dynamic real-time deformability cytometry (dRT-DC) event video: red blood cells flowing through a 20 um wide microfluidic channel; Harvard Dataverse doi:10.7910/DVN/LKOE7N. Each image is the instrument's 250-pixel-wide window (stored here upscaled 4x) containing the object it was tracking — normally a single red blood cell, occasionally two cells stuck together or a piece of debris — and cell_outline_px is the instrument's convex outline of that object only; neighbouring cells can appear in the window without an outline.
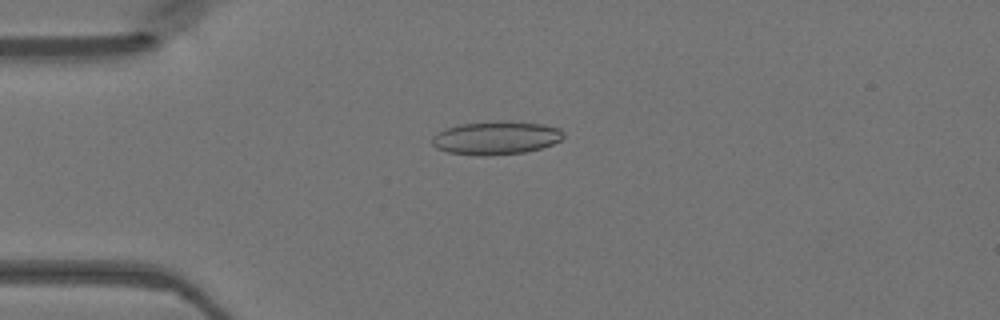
{"species": "Egyptian fruit bat (a non-hibernating species)", "species_latin": "Rousettus aegyptiacus", "temperature_condition": "warm", "stored_images_in_passage": 48, "camera_frame_rate_fps": 3000, "um_per_image_px": 0.085, "animal": {"sex": "female"}, "frame": {"image": 1, "passage_image": 12, "time_ms": 3.667, "image_size_px": [1000, 320], "cell_outline_px": [[564, 136], [560, 140], [552, 144], [540, 148], [524, 152], [484, 156], [480, 156], [448, 152], [436, 148], [432, 144], [432, 136], [436, 132], [460, 124], [496, 120], [508, 120], [544, 124], [560, 128], [564, 132]], "centroid_in_image_um": [42.16, 11.7], "position_along_channel_um": 42.8, "area_um2": 25.78}}
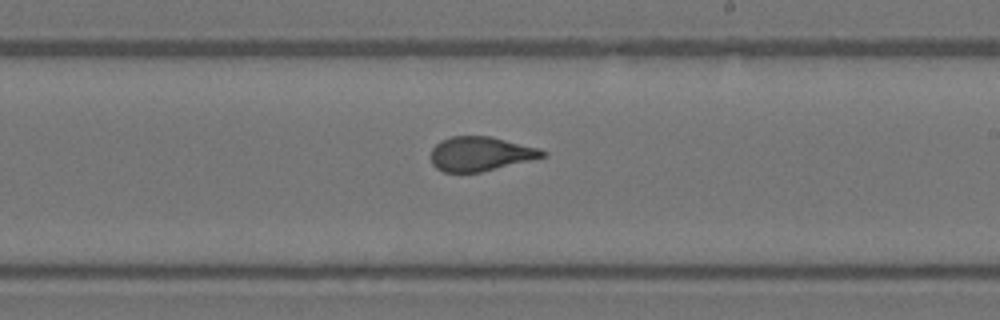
{"frame": {"image": 2, "passage_image": 28, "time_ms": 9.0, "image_size_px": [1000, 320], "cell_outline_px": [[548, 152], [544, 156], [480, 172], [444, 172], [436, 168], [432, 164], [432, 148], [440, 140], [452, 136], [488, 136], [540, 148]], "centroid_in_image_um": [40.8, 13.07], "position_along_channel_um": 248.2, "area_um2": 21.96}}
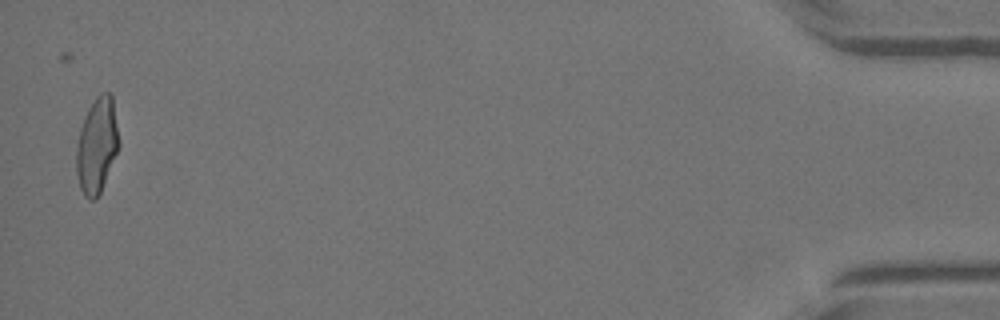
{"frame": {"image": 3, "passage_image": 47, "time_ms": 15.333, "image_size_px": [1000, 320], "cell_outline_px": [[120, 144], [100, 192], [96, 200], [88, 200], [84, 196], [80, 188], [76, 172], [76, 148], [80, 128], [88, 108], [96, 96], [100, 92], [108, 92], [112, 96], [120, 140]], "centroid_in_image_um": [8.23, 12.36], "position_along_channel_um": 427.0, "area_um2": 23.7}}